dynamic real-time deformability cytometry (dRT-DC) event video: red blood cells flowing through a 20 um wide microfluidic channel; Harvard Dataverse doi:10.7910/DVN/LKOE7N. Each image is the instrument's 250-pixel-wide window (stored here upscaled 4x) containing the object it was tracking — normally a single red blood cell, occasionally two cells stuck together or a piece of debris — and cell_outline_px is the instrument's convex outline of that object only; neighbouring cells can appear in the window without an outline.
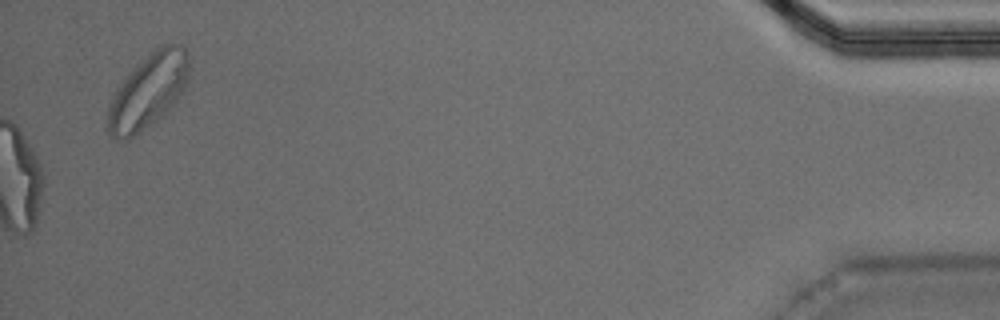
{"species": "Egyptian fruit bat (a non-hibernating species)", "species_latin": "Rousettus aegyptiacus", "temperature_condition": "warm", "stored_images_in_passage": 40, "camera_frame_rate_fps": 3000, "um_per_image_px": 0.085, "animal": {"sex": "male"}, "frame": {"image": 1, "passage_image": 40, "time_ms": 13.0, "image_size_px": [1000, 320], "cell_outline_px": [[188, 76], [184, 88], [176, 104], [164, 116], [128, 140], [116, 140], [108, 132], [108, 104], [112, 92], [128, 72], [140, 60], [160, 44], [180, 44], [188, 52]], "centroid_in_image_um": [12.58, 7.75], "position_along_channel_um": 422.6, "area_um2": 36.07}, "authors_computed_cell_mechanics": {"area_um2": 24.4783, "velocity_mm_per_s": 4.0255, "shape_relaxation_time_tau1_ms": 8.265, "shape_relaxation_time_tau2_ms": 1.3456, "deformation_change_tau1": 0.2641, "deformation_change_tau2": 0.0868}}